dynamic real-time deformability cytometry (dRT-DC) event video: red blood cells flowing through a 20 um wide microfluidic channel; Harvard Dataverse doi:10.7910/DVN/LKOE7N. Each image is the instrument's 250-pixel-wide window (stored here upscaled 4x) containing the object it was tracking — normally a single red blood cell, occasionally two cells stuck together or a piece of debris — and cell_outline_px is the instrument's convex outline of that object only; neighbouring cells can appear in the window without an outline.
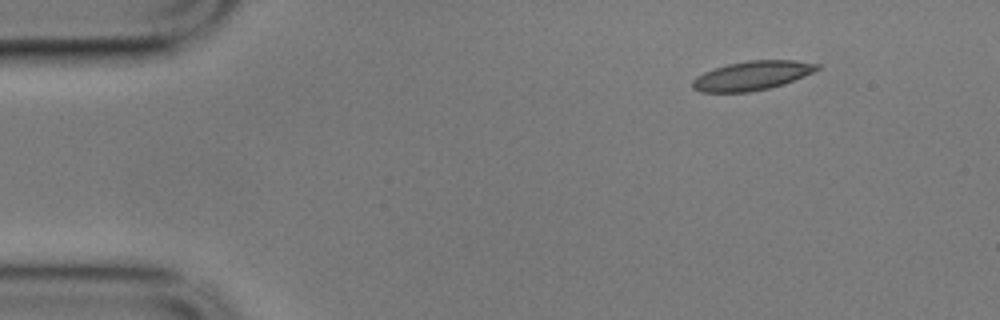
{"species": "common noctule bat (a hibernating species)", "species_latin": "Nyctalus noctula", "temperature_condition": "cold", "stored_images_in_passage": 51, "camera_frame_rate_fps": 3000, "um_per_image_px": 0.085, "animal": {"sex": "male", "body_mass_g": 17.9}, "frame": {"image": 1, "passage_image": 1, "time_ms": 0.0, "image_size_px": [1000, 320], "cell_outline_px": [[820, 68], [804, 76], [784, 84], [768, 88], [748, 92], [700, 92], [692, 88], [692, 80], [696, 76], [704, 72], [728, 64], [748, 60], [792, 60], [820, 64]], "centroid_in_image_um": [63.91, 6.43], "position_along_channel_um": 21.1, "area_um2": 21.04}}
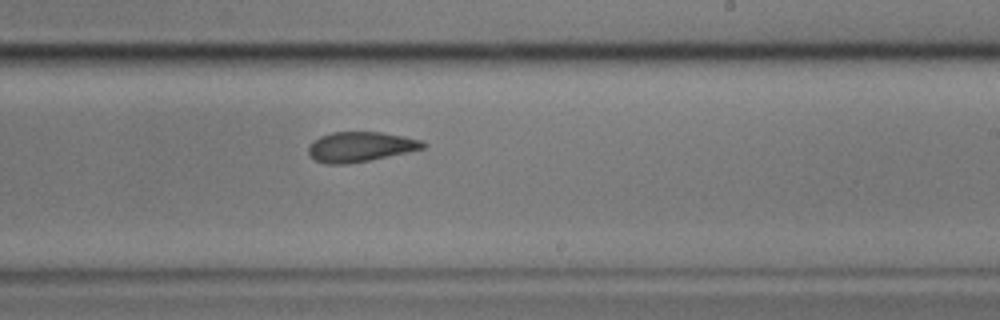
{"frame": {"image": 2, "passage_image": 28, "time_ms": 9.0, "image_size_px": [1000, 320], "cell_outline_px": [[428, 144], [424, 148], [408, 152], [348, 164], [324, 164], [308, 156], [308, 148], [312, 140], [320, 136], [332, 132], [380, 132], [404, 136], [424, 140]], "centroid_in_image_um": [30.62, 12.47], "position_along_channel_um": 258.4, "area_um2": 20.17}}
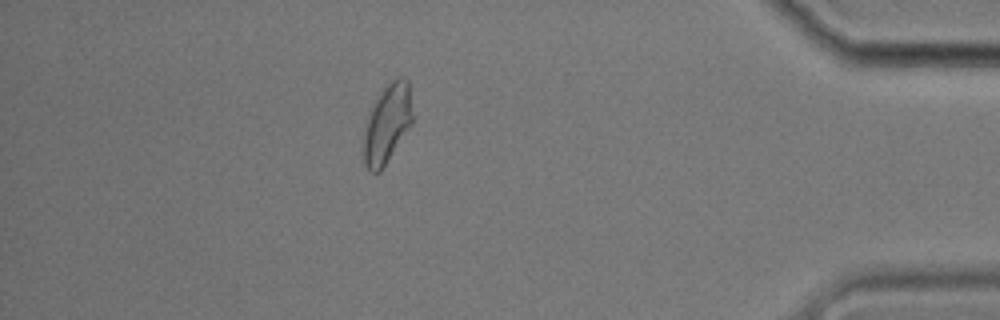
{"frame": {"image": 3, "passage_image": 44, "time_ms": 14.333, "image_size_px": [1000, 320], "cell_outline_px": [[412, 124], [380, 172], [372, 172], [364, 164], [364, 136], [368, 116], [372, 104], [380, 92], [396, 76], [404, 76], [408, 80], [412, 116]], "centroid_in_image_um": [32.92, 10.49], "position_along_channel_um": 402.3, "area_um2": 22.2}, "authors_computed_cell_mechanics": {"area_um2": 21.1548, "velocity_mm_per_s": 3.5033, "shape_relaxation_time_tau1_ms": null, "shape_relaxation_time_tau2_ms": 3.1787, "deformation_change_tau1": null, "deformation_change_tau2": 0.082}}